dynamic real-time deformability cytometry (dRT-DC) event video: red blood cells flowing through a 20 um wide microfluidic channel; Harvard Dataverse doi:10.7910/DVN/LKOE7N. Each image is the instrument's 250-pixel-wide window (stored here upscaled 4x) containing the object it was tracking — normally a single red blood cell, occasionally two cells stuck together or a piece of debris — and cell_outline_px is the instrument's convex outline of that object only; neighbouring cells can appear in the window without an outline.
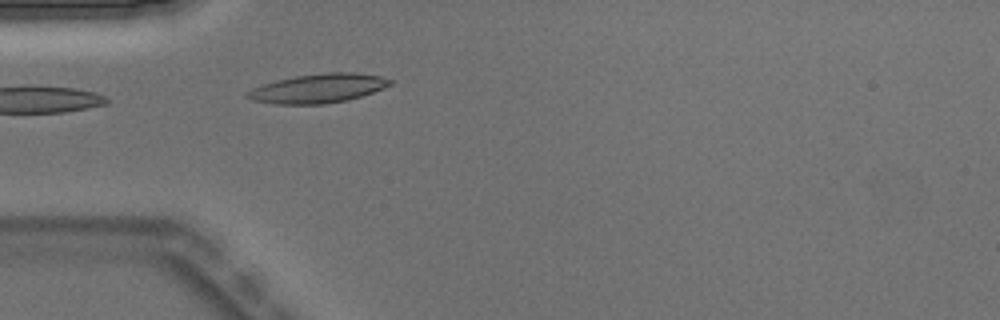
{"species": "Egyptian fruit bat (a non-hibernating species)", "species_latin": "Rousettus aegyptiacus", "temperature_condition": "warm", "stored_images_in_passage": 3, "camera_frame_rate_fps": 3000, "um_per_image_px": 0.085, "animal": {"sex": "male"}, "frame": {"image": 1, "passage_image": 3, "time_ms": 0.667, "image_size_px": [1000, 320], "cell_outline_px": [[396, 80], [392, 84], [372, 92], [348, 100], [324, 104], [276, 104], [252, 100], [244, 96], [244, 92], [252, 88], [276, 80], [296, 76], [328, 72], [352, 72], [380, 76]], "centroid_in_image_um": [27.03, 7.51], "position_along_channel_um": 58.0, "area_um2": 24.22}}